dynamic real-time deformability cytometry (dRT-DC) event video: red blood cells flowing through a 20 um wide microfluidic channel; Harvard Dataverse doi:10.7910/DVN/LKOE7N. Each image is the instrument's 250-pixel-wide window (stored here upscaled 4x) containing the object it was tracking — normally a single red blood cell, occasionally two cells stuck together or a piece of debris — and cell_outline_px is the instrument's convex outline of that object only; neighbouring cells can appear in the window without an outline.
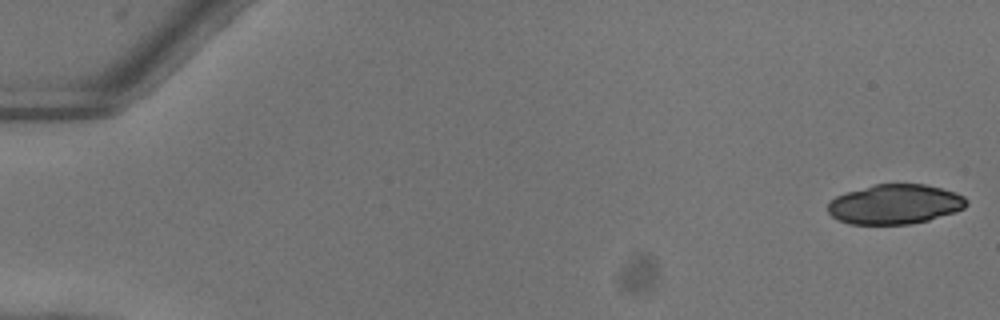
{"species": "common noctule bat (a hibernating species)", "species_latin": "Nyctalus noctula", "temperature_condition": "warm", "stored_images_in_passage": 15, "camera_frame_rate_fps": 3000, "um_per_image_px": 0.085, "animal": {"sex": "female"}, "frame": {"image": 1, "passage_image": 1, "time_ms": 0.0, "image_size_px": [1000, 320], "cell_outline_px": [[968, 204], [964, 208], [956, 212], [928, 220], [908, 224], [848, 224], [836, 220], [828, 212], [828, 204], [836, 196], [848, 192], [876, 184], [924, 184], [956, 192], [964, 196], [968, 200]], "centroid_in_image_um": [76.09, 17.37], "position_along_channel_um": 8.9, "area_um2": 32.08}}